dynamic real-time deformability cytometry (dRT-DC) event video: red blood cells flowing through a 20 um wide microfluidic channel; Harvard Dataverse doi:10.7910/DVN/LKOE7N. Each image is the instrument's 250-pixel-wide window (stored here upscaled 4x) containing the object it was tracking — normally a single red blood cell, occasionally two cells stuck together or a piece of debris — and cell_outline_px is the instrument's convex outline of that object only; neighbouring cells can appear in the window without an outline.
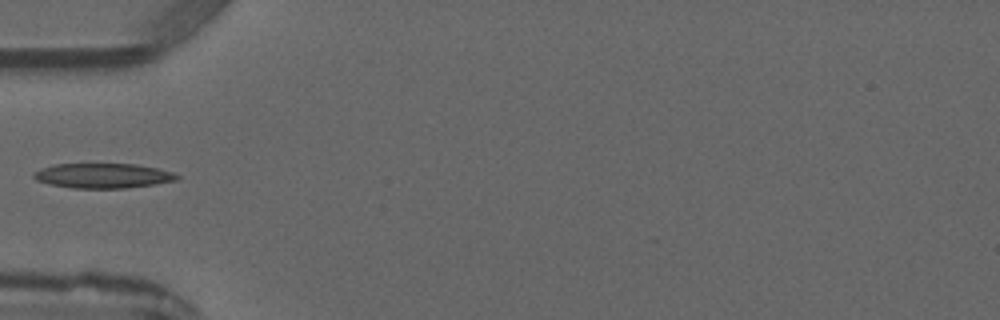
{"species": "common noctule bat (a hibernating species)", "species_latin": "Nyctalus noctula", "temperature_condition": "warm", "stored_images_in_passage": 3, "camera_frame_rate_fps": 3000, "um_per_image_px": 0.085, "animal": {"sex": "male", "forearm_length_mm": 52.5}, "frame": {"image": 1, "passage_image": 2, "time_ms": 1.333, "image_size_px": [1000, 320], "cell_outline_px": [[180, 176], [176, 180], [156, 184], [124, 188], [72, 188], [52, 184], [36, 180], [32, 176], [40, 168], [56, 164], [136, 164], [156, 168], [172, 172]], "centroid_in_image_um": [8.76, 14.93], "position_along_channel_um": 76.2, "area_um2": 20.52}}